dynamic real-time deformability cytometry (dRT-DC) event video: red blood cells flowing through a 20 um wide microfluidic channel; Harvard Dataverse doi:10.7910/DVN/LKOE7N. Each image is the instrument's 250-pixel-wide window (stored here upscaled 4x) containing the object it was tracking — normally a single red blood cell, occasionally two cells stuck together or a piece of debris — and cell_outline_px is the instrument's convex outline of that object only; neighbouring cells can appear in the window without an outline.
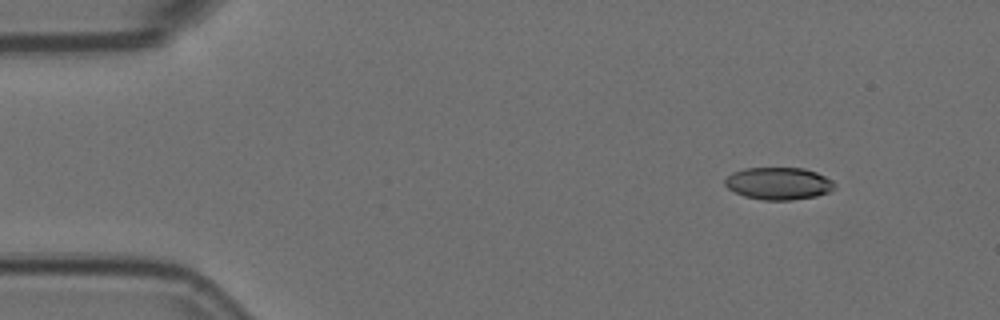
{"species": "Egyptian fruit bat (a non-hibernating species)", "species_latin": "Rousettus aegyptiacus", "temperature_condition": "room temperature", "stored_images_in_passage": 4, "camera_frame_rate_fps": 3000, "um_per_image_px": 0.085, "animal": {"sex": "female"}, "frame": {"image": 1, "passage_image": 1, "time_ms": 0.0, "image_size_px": [1000, 320], "cell_outline_px": [[836, 188], [828, 192], [816, 196], [792, 200], [764, 200], [744, 196], [728, 188], [724, 184], [724, 180], [732, 172], [744, 168], [804, 168], [816, 172], [832, 180], [836, 184]], "centroid_in_image_um": [66.19, 15.59], "position_along_channel_um": 18.8, "area_um2": 20.69}}
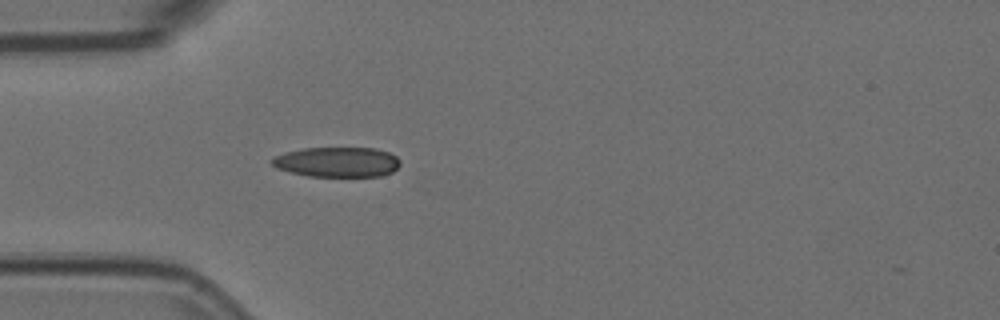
{"frame": {"image": 2, "passage_image": 4, "time_ms": 1.0, "image_size_px": [1000, 320], "cell_outline_px": [[400, 164], [392, 172], [380, 176], [308, 176], [276, 168], [268, 160], [284, 152], [304, 148], [376, 148], [388, 152], [396, 156], [400, 160]], "centroid_in_image_um": [28.65, 13.76], "position_along_channel_um": 56.3, "area_um2": 22.43}}